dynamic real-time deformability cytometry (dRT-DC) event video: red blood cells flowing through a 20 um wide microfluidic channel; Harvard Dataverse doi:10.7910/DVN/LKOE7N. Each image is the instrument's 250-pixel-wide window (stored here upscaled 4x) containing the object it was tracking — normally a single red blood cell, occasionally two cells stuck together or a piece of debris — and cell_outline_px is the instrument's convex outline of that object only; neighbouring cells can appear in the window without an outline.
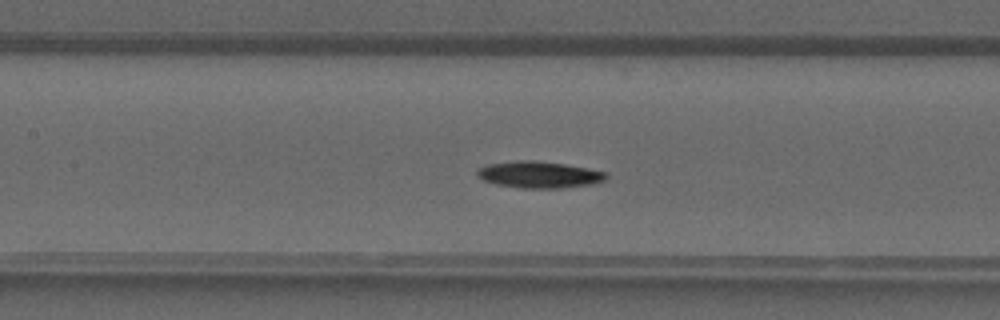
{"species": "common noctule bat (a hibernating species)", "species_latin": "Nyctalus noctula", "temperature_condition": "warm", "stored_images_in_passage": 39, "camera_frame_rate_fps": 3000, "um_per_image_px": 0.085, "animal": {"sex": "male", "forearm_length_mm": 52.5}, "frame": {"image": 1, "passage_image": 17, "time_ms": 5.333, "image_size_px": [1000, 320], "cell_outline_px": [[608, 176], [604, 180], [592, 184], [564, 188], [520, 188], [496, 184], [484, 180], [476, 176], [476, 172], [480, 168], [488, 164], [520, 160], [528, 160], [564, 164], [608, 172]], "centroid_in_image_um": [45.83, 14.85], "position_along_channel_um": 161.6, "area_um2": 19.88}}
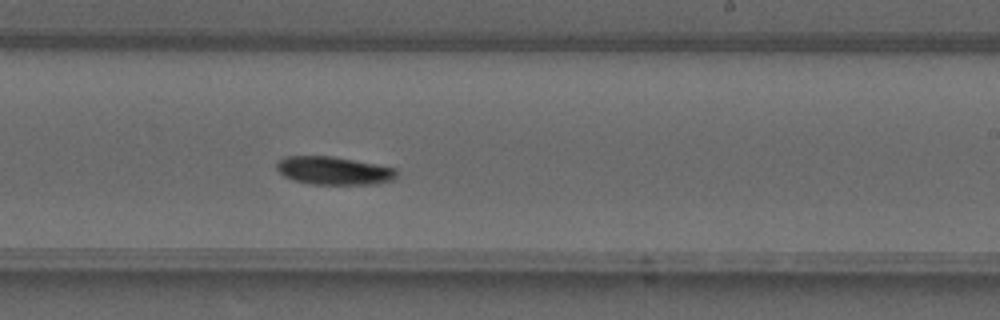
{"frame": {"image": 2, "passage_image": 23, "time_ms": 7.333, "image_size_px": [1000, 320], "cell_outline_px": [[396, 176], [392, 180], [376, 184], [312, 184], [292, 180], [284, 176], [276, 168], [276, 164], [284, 156], [332, 156], [376, 164], [396, 168]], "centroid_in_image_um": [28.36, 14.5], "position_along_channel_um": 260.6, "area_um2": 19.59}}
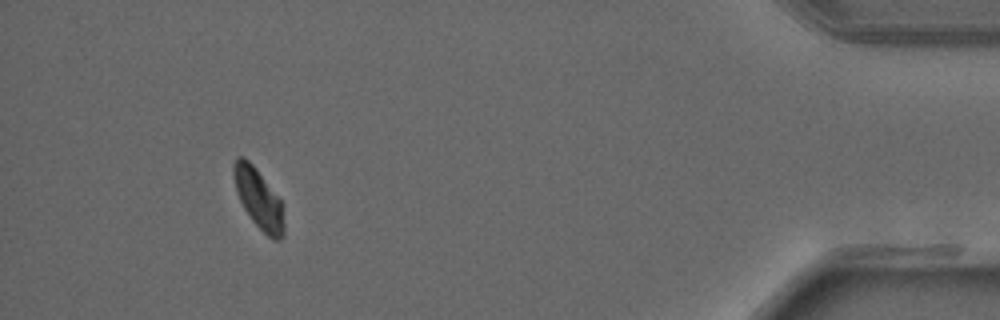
{"frame": {"image": 3, "passage_image": 36, "time_ms": 11.667, "image_size_px": [1000, 320], "cell_outline_px": [[284, 236], [280, 240], [276, 240], [268, 236], [252, 220], [244, 208], [236, 192], [232, 176], [232, 164], [240, 156], [244, 156], [252, 164], [280, 200], [284, 224]], "centroid_in_image_um": [21.94, 16.88], "position_along_channel_um": 413.3, "area_um2": 17.22}}